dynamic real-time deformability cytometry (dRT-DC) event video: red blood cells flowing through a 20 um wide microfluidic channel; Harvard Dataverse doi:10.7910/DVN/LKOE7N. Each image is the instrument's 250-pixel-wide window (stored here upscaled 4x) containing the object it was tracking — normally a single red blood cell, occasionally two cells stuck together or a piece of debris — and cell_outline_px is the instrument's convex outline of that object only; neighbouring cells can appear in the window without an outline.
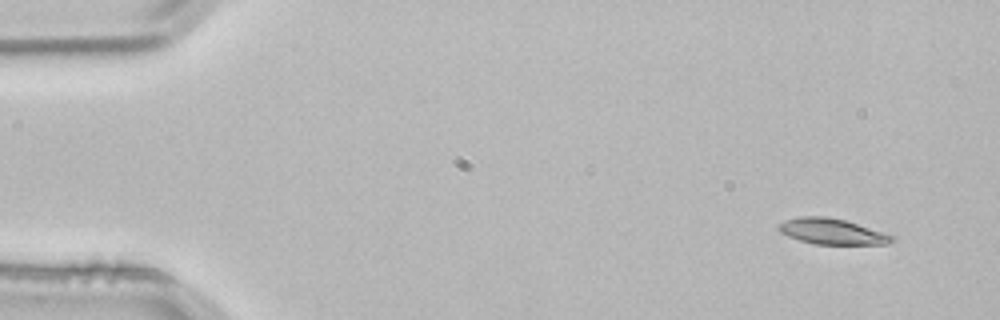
{"species": "common noctule bat (a hibernating species)", "species_latin": "Nyctalus noctula", "temperature_condition": "room temperature", "stored_images_in_passage": 3, "camera_frame_rate_fps": 3000, "um_per_image_px": 0.085, "animal": {"sex": "male", "body_mass_g": 21.5, "forearm_length_mm": 52.0}, "frame": {"image": 1, "passage_image": 1, "time_ms": 0.0, "image_size_px": [1000, 320], "cell_outline_px": [[892, 240], [884, 244], [816, 244], [800, 240], [788, 236], [780, 232], [776, 228], [784, 220], [800, 216], [828, 216], [844, 220], [892, 236]], "centroid_in_image_um": [70.6, 19.66], "position_along_channel_um": 14.4, "area_um2": 16.53}}
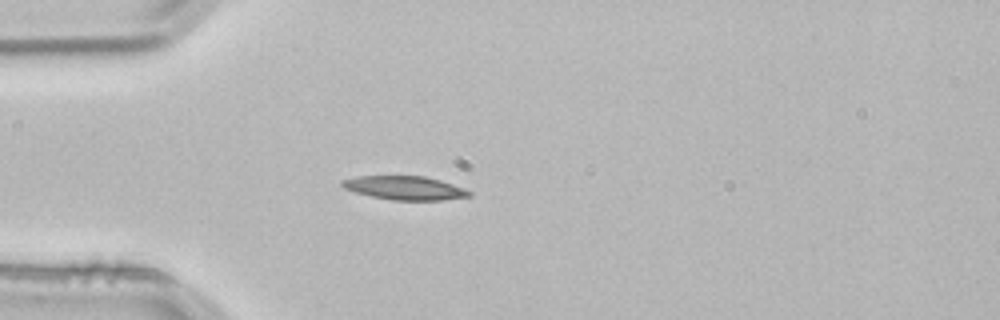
{"frame": {"image": 2, "passage_image": 3, "time_ms": 0.667, "image_size_px": [1000, 320], "cell_outline_px": [[472, 196], [444, 200], [392, 200], [372, 196], [356, 192], [344, 188], [340, 184], [340, 180], [356, 176], [424, 176], [440, 180], [464, 188], [472, 192]], "centroid_in_image_um": [34.41, 15.97], "position_along_channel_um": 50.6, "area_um2": 17.57}}